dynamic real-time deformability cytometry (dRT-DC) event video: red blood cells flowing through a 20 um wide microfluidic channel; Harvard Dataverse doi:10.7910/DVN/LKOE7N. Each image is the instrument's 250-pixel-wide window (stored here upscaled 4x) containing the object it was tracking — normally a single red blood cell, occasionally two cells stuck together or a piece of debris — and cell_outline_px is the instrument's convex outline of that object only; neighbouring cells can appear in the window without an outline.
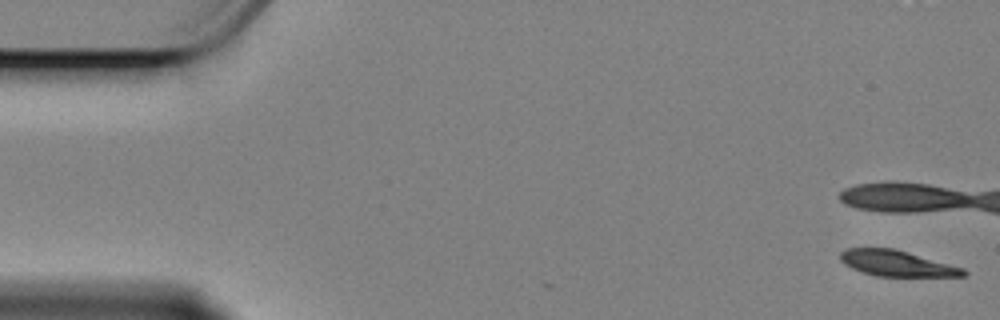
{"species": "Egyptian fruit bat (a non-hibernating species)", "species_latin": "Rousettus aegyptiacus", "temperature_condition": "cold", "stored_images_in_passage": 11, "camera_frame_rate_fps": 3000, "um_per_image_px": 0.085, "animal": {"sex": "female"}, "frame": {"image": 1, "passage_image": 1, "time_ms": 0.0, "image_size_px": [1000, 320], "cell_outline_px": [[968, 276], [876, 276], [852, 268], [844, 264], [840, 260], [840, 252], [844, 248], [892, 248], [908, 252], [964, 268], [968, 272]], "centroid_in_image_um": [76.23, 22.38], "position_along_channel_um": 8.8, "area_um2": 18.44}}